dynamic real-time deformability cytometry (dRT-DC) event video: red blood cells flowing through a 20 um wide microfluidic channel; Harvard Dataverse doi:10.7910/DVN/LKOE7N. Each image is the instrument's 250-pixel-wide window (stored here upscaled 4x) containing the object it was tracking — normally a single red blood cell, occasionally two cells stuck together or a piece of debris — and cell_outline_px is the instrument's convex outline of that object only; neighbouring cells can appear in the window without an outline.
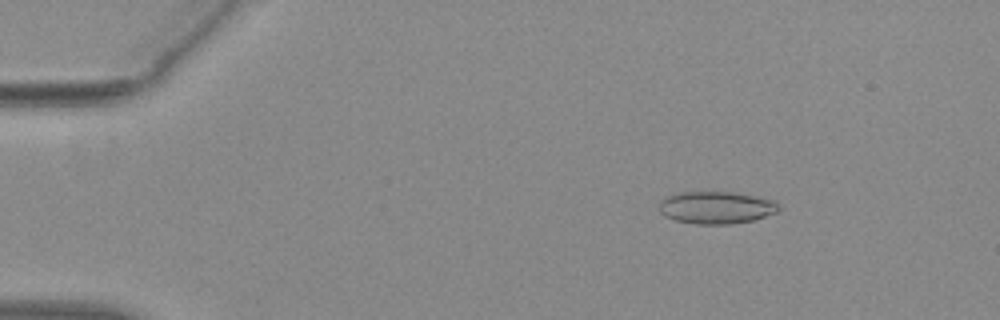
{"species": "common noctule bat (a hibernating species)", "species_latin": "Nyctalus noctula", "temperature_condition": "warm", "stored_images_in_passage": 52, "camera_frame_rate_fps": 3000, "um_per_image_px": 0.085, "animal": {"sex": "female", "body_mass_g": 29.2, "forearm_length_mm": 56.3}, "frame": {"image": 1, "passage_image": 6, "time_ms": 1.667, "image_size_px": [1000, 320], "cell_outline_px": [[780, 208], [776, 212], [752, 220], [728, 224], [696, 224], [676, 220], [664, 216], [660, 212], [660, 200], [668, 196], [680, 192], [732, 192], [756, 196], [772, 200], [780, 204]], "centroid_in_image_um": [60.87, 17.64], "position_along_channel_um": 24.1, "area_um2": 22.37}}
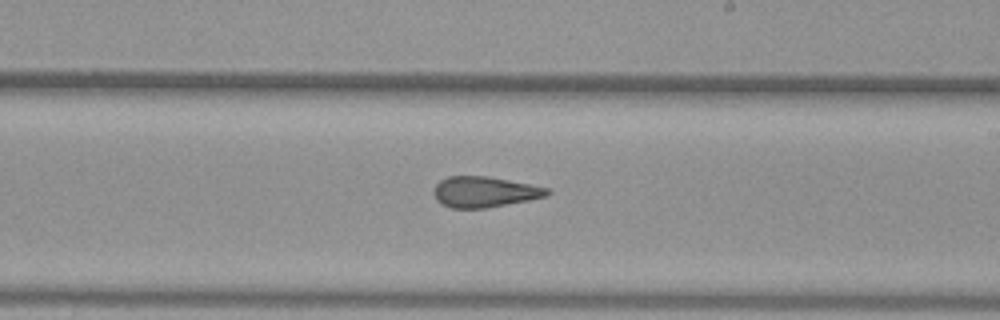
{"frame": {"image": 2, "passage_image": 30, "time_ms": 9.667, "image_size_px": [1000, 320], "cell_outline_px": [[552, 192], [544, 196], [528, 200], [484, 208], [452, 208], [440, 204], [436, 200], [432, 192], [436, 184], [440, 180], [448, 176], [488, 176], [548, 188]], "centroid_in_image_um": [41.11, 16.31], "position_along_channel_um": 247.9, "area_um2": 20.17}}
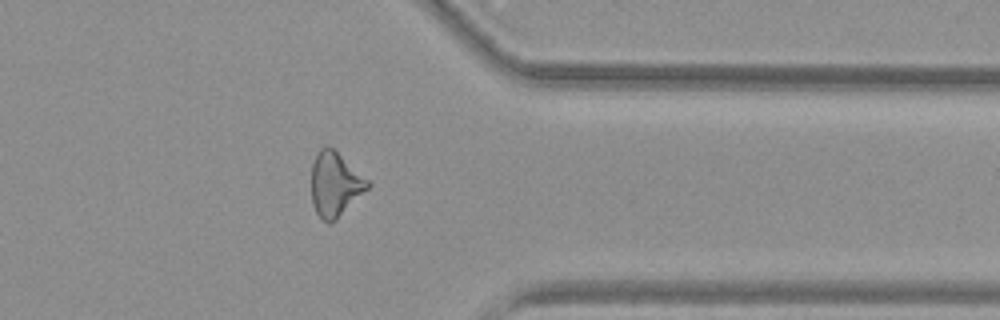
{"frame": {"image": 3, "passage_image": 41, "time_ms": 13.333, "image_size_px": [1000, 320], "cell_outline_px": [[372, 184], [336, 220], [328, 224], [316, 212], [312, 204], [312, 164], [320, 148], [328, 144], [368, 180]], "centroid_in_image_um": [28.47, 15.67], "position_along_channel_um": 382.9, "area_um2": 20.75}, "authors_computed_cell_mechanics": {"area_um2": 21.3571, "velocity_mm_per_s": 3.9147, "shape_relaxation_time_tau1_ms": null, "shape_relaxation_time_tau2_ms": 2.2039, "deformation_change_tau1": null, "deformation_change_tau2": 0.1078}}